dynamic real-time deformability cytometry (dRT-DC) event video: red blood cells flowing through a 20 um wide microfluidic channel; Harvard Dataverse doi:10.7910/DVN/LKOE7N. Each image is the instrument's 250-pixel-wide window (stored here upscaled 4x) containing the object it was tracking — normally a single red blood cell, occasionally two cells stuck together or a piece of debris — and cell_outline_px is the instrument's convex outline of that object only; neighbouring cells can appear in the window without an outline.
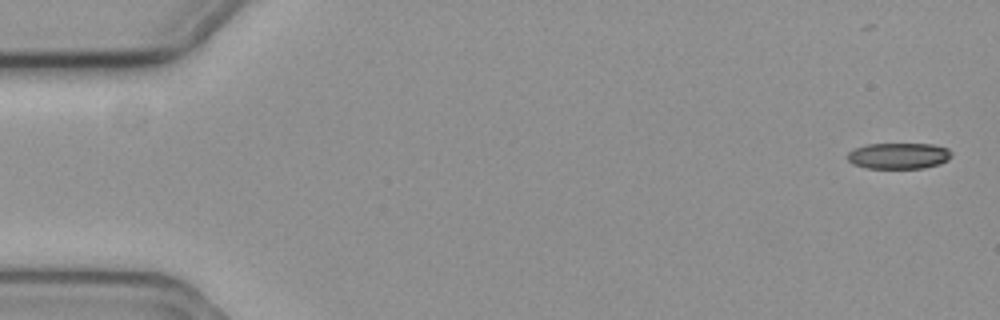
{"species": "common noctule bat (a hibernating species)", "species_latin": "Nyctalus noctula", "temperature_condition": "cold", "stored_images_in_passage": 57, "camera_frame_rate_fps": 3000, "um_per_image_px": 0.085, "animal": {"sex": "female", "body_mass_g": 19.3, "forearm_length_mm": 54.1}, "frame": {"image": 1, "passage_image": 1, "time_ms": 0.0, "image_size_px": [1000, 320], "cell_outline_px": [[952, 156], [948, 160], [940, 164], [924, 168], [868, 168], [852, 164], [848, 160], [848, 152], [856, 148], [868, 144], [932, 144], [948, 148], [952, 152]], "centroid_in_image_um": [76.42, 13.25], "position_along_channel_um": 8.6, "area_um2": 15.84}}
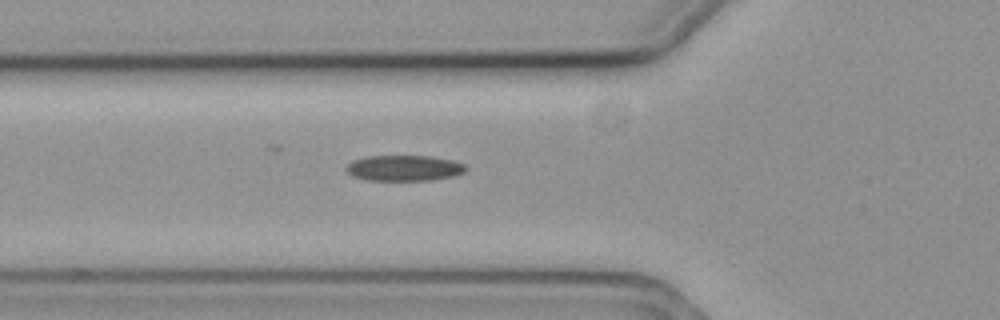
{"frame": {"image": 2, "passage_image": 20, "time_ms": 6.333, "image_size_px": [1000, 320], "cell_outline_px": [[468, 168], [464, 172], [452, 176], [432, 180], [368, 180], [352, 176], [344, 168], [352, 160], [364, 156], [432, 156], [452, 160], [464, 164]], "centroid_in_image_um": [34.33, 14.28], "position_along_channel_um": 91.5, "area_um2": 17.98}}
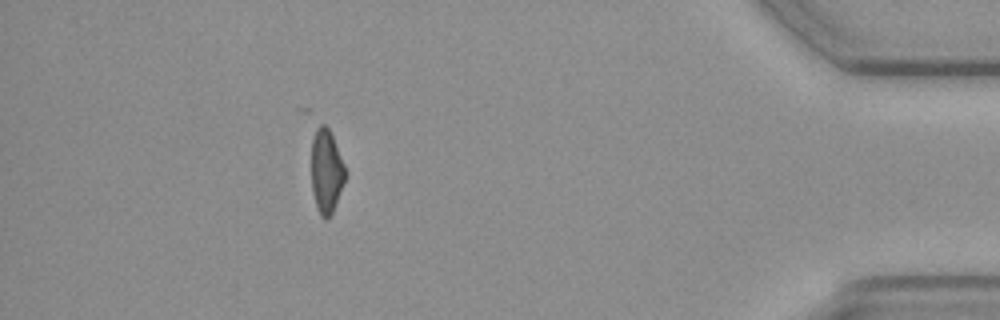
{"frame": {"image": 3, "passage_image": 51, "time_ms": 16.667, "image_size_px": [1000, 320], "cell_outline_px": [[344, 180], [332, 212], [328, 220], [324, 220], [320, 216], [316, 208], [312, 192], [312, 140], [316, 120], [324, 124], [328, 128], [332, 136], [344, 164]], "centroid_in_image_um": [27.69, 14.51], "position_along_channel_um": 407.5, "area_um2": 16.53}, "authors_computed_cell_mechanics": {"area_um2": 17.6868, "velocity_mm_per_s": 3.6096, "shape_relaxation_time_tau1_ms": 5.7745, "shape_relaxation_time_tau2_ms": null, "deformation_change_tau1": 0.1356, "deformation_change_tau2": null}}